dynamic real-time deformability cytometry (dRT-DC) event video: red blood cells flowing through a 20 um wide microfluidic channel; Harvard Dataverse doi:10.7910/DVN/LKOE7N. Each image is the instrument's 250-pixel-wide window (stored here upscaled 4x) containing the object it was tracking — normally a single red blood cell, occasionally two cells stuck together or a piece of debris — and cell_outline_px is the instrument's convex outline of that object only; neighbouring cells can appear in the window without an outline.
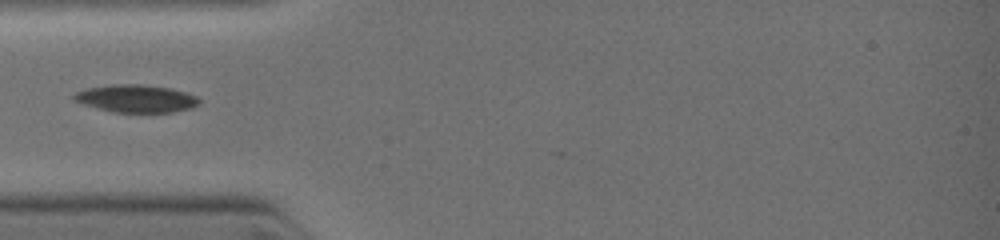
{"species": "common noctule bat (a hibernating species)", "species_latin": "Nyctalus noctula", "temperature_condition": "warm", "stored_images_in_passage": 10, "camera_frame_rate_fps": 3000, "um_per_image_px": 0.085, "animal": {"sex": "female", "body_mass_g": 19.0, "forearm_length_mm": 51.5}, "frame": {"image": 1, "passage_image": 1, "time_ms": 0.0, "image_size_px": [1000, 240], "cell_outline_px": [[200, 100], [196, 104], [188, 108], [172, 112], [112, 112], [84, 104], [76, 100], [72, 96], [76, 92], [88, 88], [116, 84], [140, 84], [168, 88], [184, 92], [196, 96]], "centroid_in_image_um": [11.54, 8.37], "position_along_channel_um": 73.5, "area_um2": 19.65}}
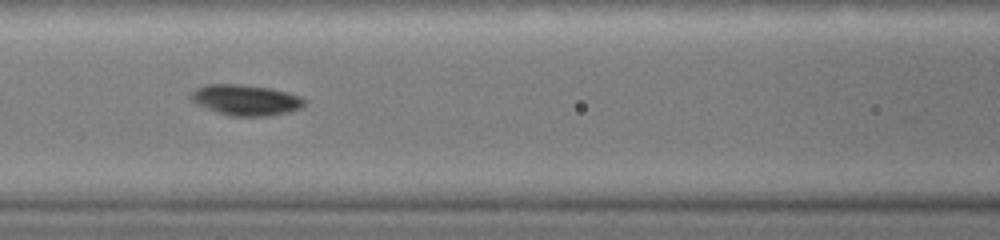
{"frame": {"image": 2, "passage_image": 4, "time_ms": 1.333, "image_size_px": [1000, 240], "cell_outline_px": [[304, 104], [300, 108], [288, 112], [268, 116], [228, 116], [208, 108], [192, 100], [188, 96], [196, 88], [208, 84], [240, 84], [268, 88], [300, 96], [304, 100]], "centroid_in_image_um": [20.87, 8.5], "position_along_channel_um": 145.7, "area_um2": 19.94}}
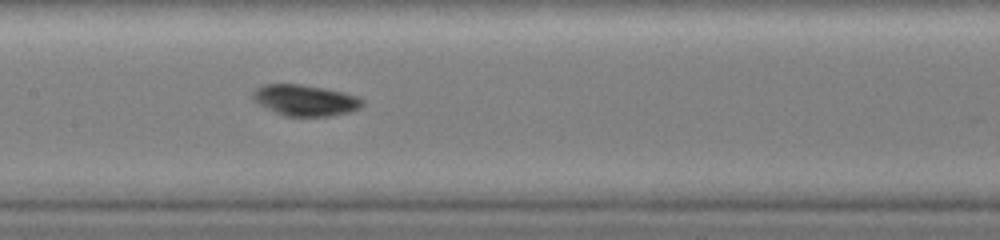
{"frame": {"image": 3, "passage_image": 7, "time_ms": 2.0, "image_size_px": [1000, 240], "cell_outline_px": [[364, 104], [360, 108], [348, 112], [328, 116], [284, 116], [252, 100], [252, 92], [256, 88], [264, 84], [300, 84], [324, 88], [344, 92], [360, 96], [364, 100]], "centroid_in_image_um": [25.97, 8.51], "position_along_channel_um": 181.4, "area_um2": 19.88}}